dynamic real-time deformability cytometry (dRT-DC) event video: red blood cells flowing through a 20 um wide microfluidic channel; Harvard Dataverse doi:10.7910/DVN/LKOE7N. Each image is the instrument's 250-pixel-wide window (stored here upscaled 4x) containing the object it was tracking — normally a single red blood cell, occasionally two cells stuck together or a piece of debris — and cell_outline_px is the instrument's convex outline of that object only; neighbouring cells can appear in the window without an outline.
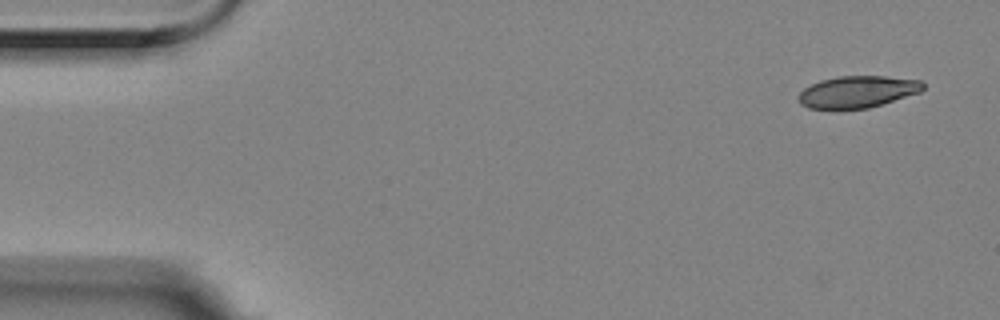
{"species": "Egyptian fruit bat (a non-hibernating species)", "species_latin": "Rousettus aegyptiacus", "temperature_condition": "room temperature", "stored_images_in_passage": 4, "camera_frame_rate_fps": 3000, "um_per_image_px": 0.085, "animal": {"sex": "female"}, "frame": {"image": 1, "passage_image": 1, "time_ms": 0.0, "image_size_px": [1000, 320], "cell_outline_px": [[924, 88], [920, 92], [868, 108], [836, 112], [832, 112], [808, 108], [800, 104], [800, 92], [804, 88], [820, 80], [836, 76], [884, 76], [920, 80], [924, 84]], "centroid_in_image_um": [72.82, 7.84], "position_along_channel_um": 12.2, "area_um2": 23.7}}
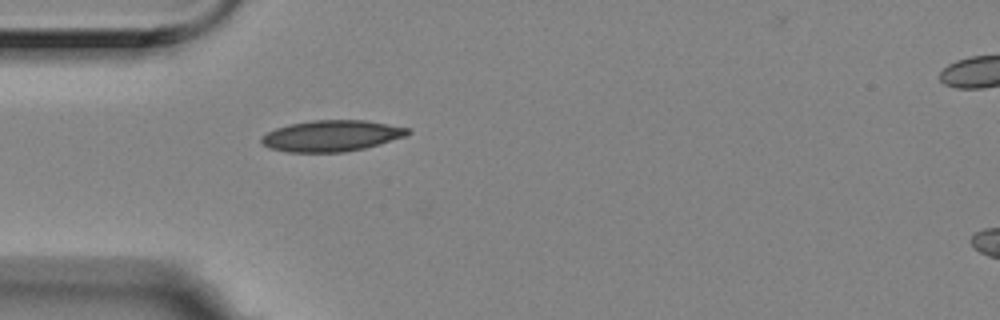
{"frame": {"image": 2, "passage_image": 4, "time_ms": 1.0, "image_size_px": [1000, 320], "cell_outline_px": [[412, 132], [404, 136], [364, 148], [344, 152], [288, 152], [268, 148], [260, 140], [260, 136], [276, 128], [288, 124], [312, 120], [364, 120], [388, 124], [408, 128]], "centroid_in_image_um": [28.13, 11.54], "position_along_channel_um": 56.9, "area_um2": 26.41}}